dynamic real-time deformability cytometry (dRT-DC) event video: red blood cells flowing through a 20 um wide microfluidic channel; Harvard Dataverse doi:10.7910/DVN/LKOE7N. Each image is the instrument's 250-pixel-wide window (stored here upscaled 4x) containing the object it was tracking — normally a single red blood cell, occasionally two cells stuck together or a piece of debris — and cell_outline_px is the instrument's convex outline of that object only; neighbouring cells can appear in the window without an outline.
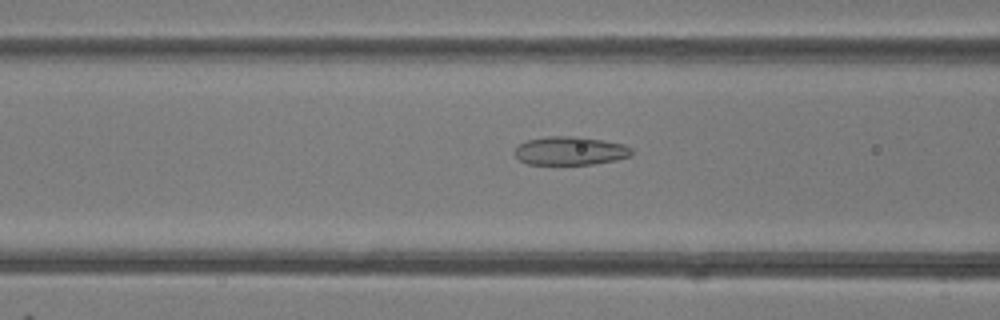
{"species": "common noctule bat (a hibernating species)", "species_latin": "Nyctalus noctula", "temperature_condition": "room temperature", "stored_images_in_passage": 48, "camera_frame_rate_fps": 3000, "um_per_image_px": 0.085, "animal": {"sex": "female"}, "frame": {"image": 1, "passage_image": 19, "time_ms": 6.0, "image_size_px": [1000, 320], "cell_outline_px": [[632, 156], [616, 160], [592, 164], [528, 164], [520, 160], [516, 156], [516, 148], [520, 144], [528, 140], [548, 136], [580, 136], [604, 140], [624, 144], [632, 148]], "centroid_in_image_um": [48.52, 12.81], "position_along_channel_um": 118.1, "area_um2": 19.42}}
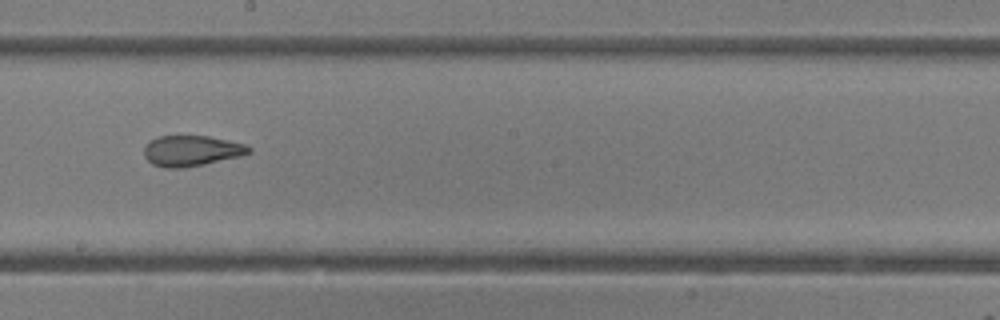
{"frame": {"image": 2, "passage_image": 27, "time_ms": 8.667, "image_size_px": [1000, 320], "cell_outline_px": [[252, 152], [240, 156], [204, 164], [184, 168], [164, 168], [152, 164], [144, 156], [144, 148], [152, 140], [160, 136], [208, 136], [228, 140], [244, 144], [252, 148]], "centroid_in_image_um": [16.29, 12.83], "position_along_channel_um": 231.9, "area_um2": 18.61}}
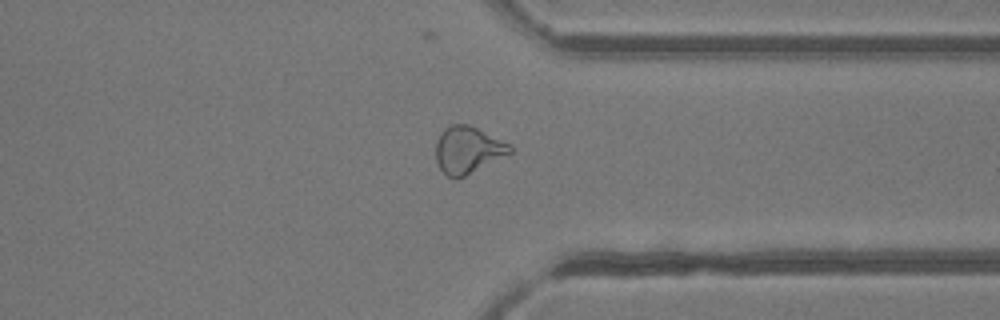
{"frame": {"image": 3, "passage_image": 37, "time_ms": 12.0, "image_size_px": [1000, 320], "cell_outline_px": [[512, 152], [464, 176], [448, 176], [440, 168], [436, 160], [436, 140], [440, 132], [444, 128], [452, 124], [468, 124], [512, 144]], "centroid_in_image_um": [39.76, 12.7], "position_along_channel_um": 371.6, "area_um2": 20.0}, "authors_computed_cell_mechanics": {"area_um2": 21.7906, "velocity_mm_per_s": 4.2548, "shape_relaxation_time_tau1_ms": null, "shape_relaxation_time_tau2_ms": 1.3653, "deformation_change_tau1": null, "deformation_change_tau2": 0.0937}}